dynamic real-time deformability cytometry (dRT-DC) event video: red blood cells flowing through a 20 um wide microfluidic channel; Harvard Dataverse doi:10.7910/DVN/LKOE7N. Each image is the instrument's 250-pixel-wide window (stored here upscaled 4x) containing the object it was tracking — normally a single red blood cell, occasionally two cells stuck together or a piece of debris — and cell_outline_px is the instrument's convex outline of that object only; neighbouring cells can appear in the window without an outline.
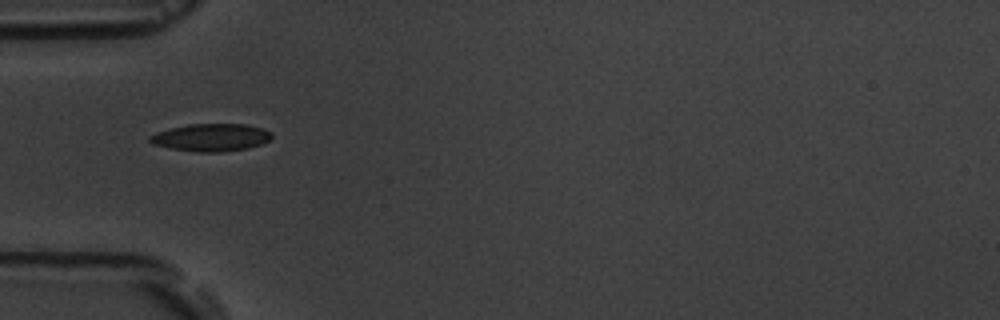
{"species": "common noctule bat (a hibernating species)", "species_latin": "Nyctalus noctula", "temperature_condition": "room temperature", "stored_images_in_passage": 2, "camera_frame_rate_fps": 3000, "um_per_image_px": 0.085, "animal": {"sex": "male", "body_mass_g": 19.5, "forearm_length_mm": 54.6}, "frame": {"image": 1, "passage_image": 1, "time_ms": 0.0, "image_size_px": [1000, 320], "cell_outline_px": [[272, 136], [268, 140], [260, 144], [248, 148], [220, 152], [196, 152], [172, 148], [152, 144], [148, 140], [148, 136], [156, 132], [188, 124], [244, 124], [260, 128], [272, 132]], "centroid_in_image_um": [17.91, 11.68], "position_along_channel_um": 67.1, "area_um2": 19.42}}
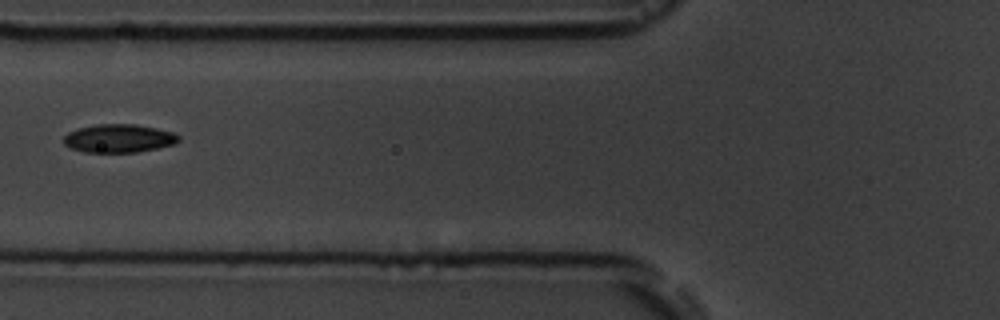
{"frame": {"image": 2, "passage_image": 2, "time_ms": 1.333, "image_size_px": [1000, 320], "cell_outline_px": [[180, 140], [176, 144], [136, 152], [84, 152], [72, 148], [64, 144], [64, 136], [68, 132], [80, 128], [96, 124], [136, 124], [156, 128], [172, 132], [180, 136]], "centroid_in_image_um": [10.12, 11.76], "position_along_channel_um": 115.7, "area_um2": 18.9}}